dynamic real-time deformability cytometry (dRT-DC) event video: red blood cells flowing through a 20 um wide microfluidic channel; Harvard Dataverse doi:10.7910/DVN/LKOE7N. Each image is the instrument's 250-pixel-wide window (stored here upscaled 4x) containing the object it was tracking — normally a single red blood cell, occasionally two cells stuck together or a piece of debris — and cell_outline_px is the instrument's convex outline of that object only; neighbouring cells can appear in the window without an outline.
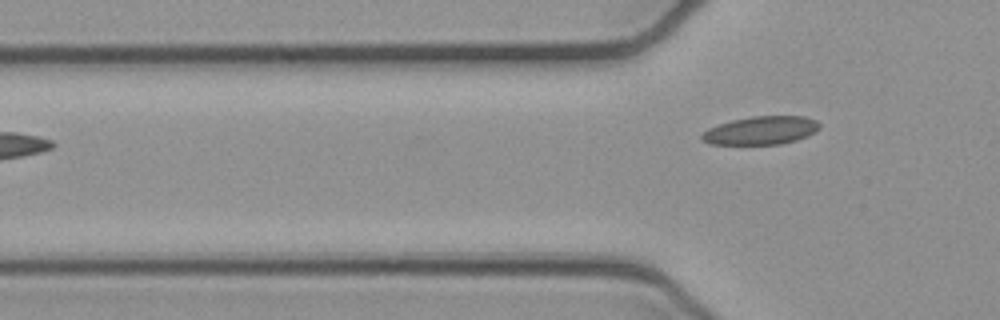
{"species": "common noctule bat (a hibernating species)", "species_latin": "Nyctalus noctula", "temperature_condition": "cold", "stored_images_in_passage": 6, "camera_frame_rate_fps": 3000, "um_per_image_px": 0.085, "animal": {"sex": "female", "body_mass_g": 21.9}, "frame": {"image": 1, "passage_image": 6, "time_ms": 1.667, "image_size_px": [1000, 320], "cell_outline_px": [[820, 128], [796, 140], [780, 144], [712, 144], [704, 140], [700, 136], [708, 128], [732, 120], [752, 116], [804, 116], [816, 120], [820, 124]], "centroid_in_image_um": [64.69, 11.08], "position_along_channel_um": 61.1, "area_um2": 19.07}}